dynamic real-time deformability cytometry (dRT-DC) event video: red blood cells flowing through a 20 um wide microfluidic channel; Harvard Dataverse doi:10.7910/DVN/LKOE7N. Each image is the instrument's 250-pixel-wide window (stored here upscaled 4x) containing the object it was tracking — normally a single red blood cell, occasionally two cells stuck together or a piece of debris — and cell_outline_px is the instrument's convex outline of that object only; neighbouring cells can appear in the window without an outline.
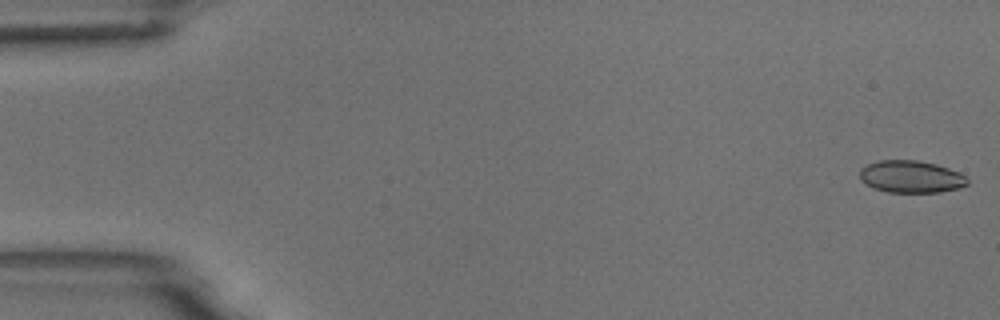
{"species": "common noctule bat (a hibernating species)", "species_latin": "Nyctalus noctula", "temperature_condition": "room temperature", "stored_images_in_passage": 51, "camera_frame_rate_fps": 3000, "um_per_image_px": 0.085, "animal": {"sex": "male", "body_mass_g": 18.8}, "frame": {"image": 1, "passage_image": 1, "time_ms": 0.0, "image_size_px": [1000, 320], "cell_outline_px": [[968, 184], [960, 188], [940, 192], [888, 192], [872, 188], [860, 176], [860, 168], [868, 164], [880, 160], [916, 160], [936, 164], [960, 172], [968, 180]], "centroid_in_image_um": [77.46, 15.02], "position_along_channel_um": 7.5, "area_um2": 20.11}}
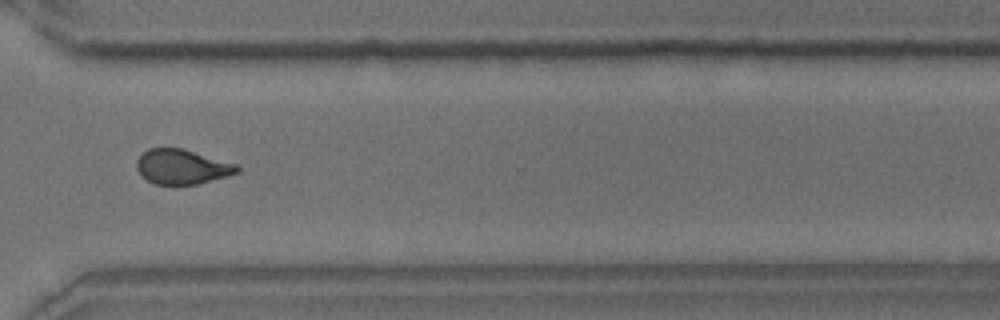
{"frame": {"image": 2, "passage_image": 41, "time_ms": 13.333, "image_size_px": [1000, 320], "cell_outline_px": [[240, 172], [228, 176], [196, 184], [156, 184], [140, 176], [136, 168], [136, 160], [148, 148], [184, 148], [236, 164], [240, 168]], "centroid_in_image_um": [15.47, 14.17], "position_along_channel_um": 355.1, "area_um2": 20.4}}
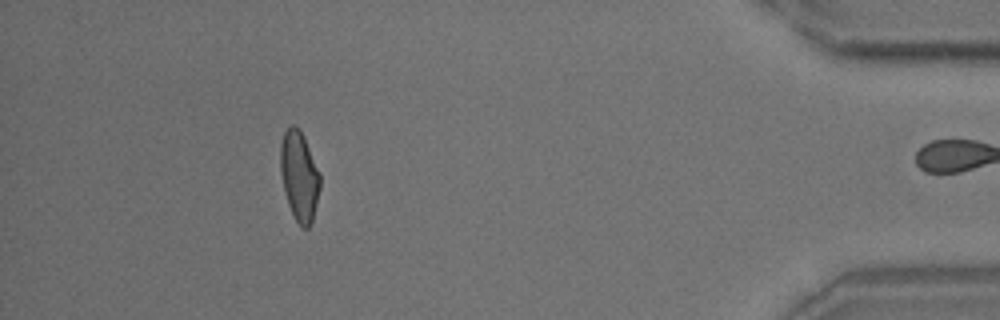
{"frame": {"image": 3, "passage_image": 50, "time_ms": 16.333, "image_size_px": [1000, 320], "cell_outline_px": [[320, 188], [312, 220], [308, 228], [300, 228], [288, 204], [280, 172], [280, 144], [284, 132], [292, 124], [300, 128], [304, 136], [320, 172]], "centroid_in_image_um": [25.44, 14.93], "position_along_channel_um": 409.8, "area_um2": 20.75}}